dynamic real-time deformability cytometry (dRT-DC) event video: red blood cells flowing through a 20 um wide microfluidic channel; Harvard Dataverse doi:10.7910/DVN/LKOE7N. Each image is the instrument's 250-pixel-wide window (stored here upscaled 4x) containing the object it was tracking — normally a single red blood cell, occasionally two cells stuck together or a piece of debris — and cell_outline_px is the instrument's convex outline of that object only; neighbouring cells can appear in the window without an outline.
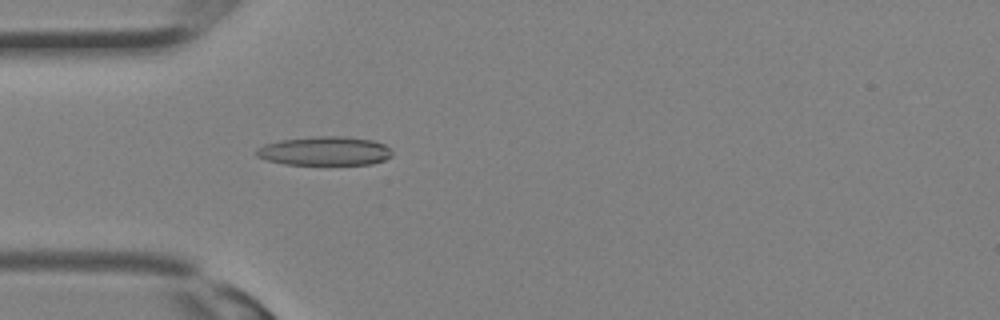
{"species": "Egyptian fruit bat (a non-hibernating species)", "species_latin": "Rousettus aegyptiacus", "temperature_condition": "room temperature", "stored_images_in_passage": 16, "camera_frame_rate_fps": 3000, "um_per_image_px": 0.085, "animal": {"sex": "female"}, "frame": {"image": 1, "passage_image": 10, "time_ms": 3.0, "image_size_px": [1000, 320], "cell_outline_px": [[392, 156], [384, 160], [372, 164], [284, 164], [268, 160], [256, 156], [256, 148], [264, 144], [280, 140], [312, 136], [344, 136], [372, 140], [384, 144], [392, 152]], "centroid_in_image_um": [27.59, 12.82], "position_along_channel_um": 57.4, "area_um2": 22.89}}
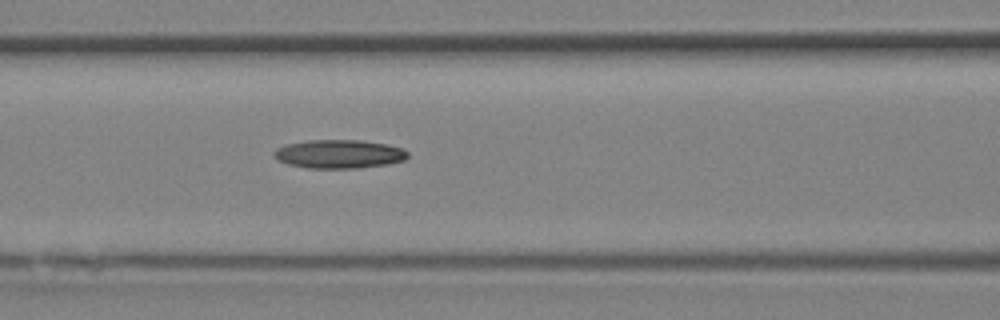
{"frame": {"image": 2, "passage_image": 14, "time_ms": 4.333, "image_size_px": [1000, 320], "cell_outline_px": [[408, 156], [404, 160], [388, 164], [356, 168], [304, 168], [288, 164], [280, 160], [272, 152], [276, 148], [288, 144], [308, 140], [360, 140], [388, 144], [400, 148], [408, 152]], "centroid_in_image_um": [28.83, 13.09], "position_along_channel_um": 137.8, "area_um2": 22.2}}
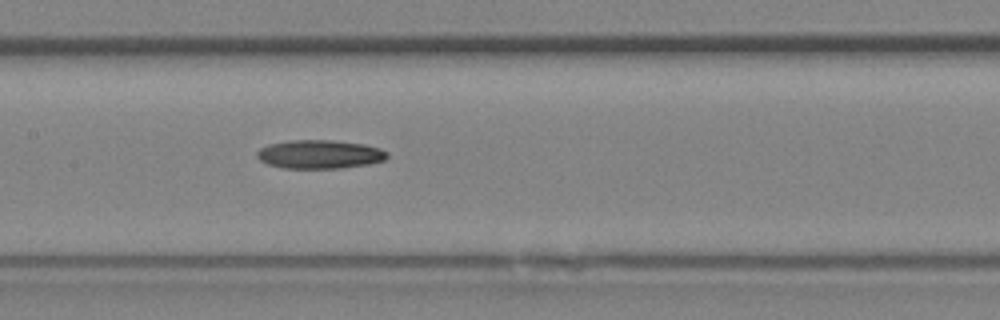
{"frame": {"image": 3, "passage_image": 16, "time_ms": 5.0, "image_size_px": [1000, 320], "cell_outline_px": [[388, 156], [384, 160], [368, 164], [340, 168], [284, 168], [268, 164], [260, 160], [256, 156], [256, 152], [260, 148], [268, 144], [288, 140], [332, 140], [364, 144], [380, 148], [388, 152]], "centroid_in_image_um": [27.16, 13.11], "position_along_channel_um": 180.2, "area_um2": 21.79}}